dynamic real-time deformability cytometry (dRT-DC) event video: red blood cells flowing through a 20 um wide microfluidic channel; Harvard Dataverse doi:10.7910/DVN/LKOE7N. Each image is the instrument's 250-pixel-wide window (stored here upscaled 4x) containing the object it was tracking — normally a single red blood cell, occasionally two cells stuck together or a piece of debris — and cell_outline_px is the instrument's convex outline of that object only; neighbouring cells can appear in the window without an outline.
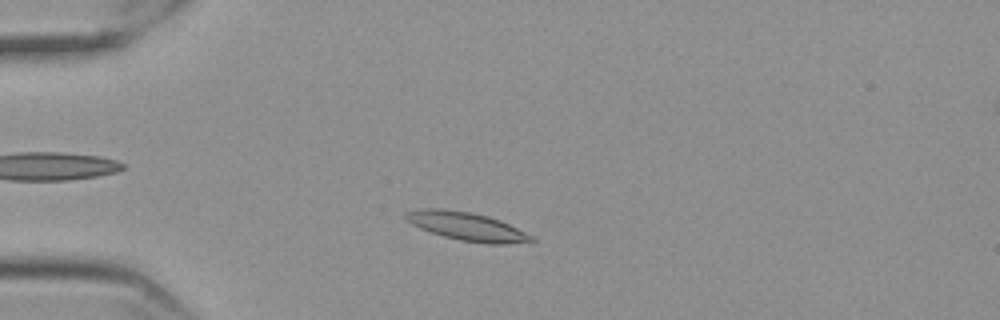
{"species": "Egyptian fruit bat (a non-hibernating species)", "species_latin": "Rousettus aegyptiacus", "temperature_condition": "cold", "stored_images_in_passage": 53, "camera_frame_rate_fps": 3000, "um_per_image_px": 0.085, "frame": {"image": 1, "passage_image": 10, "time_ms": 3.0, "image_size_px": [1000, 320], "cell_outline_px": [[536, 240], [508, 244], [484, 244], [460, 240], [444, 236], [420, 228], [404, 220], [404, 216], [408, 212], [420, 208], [440, 208], [472, 212], [488, 216], [500, 220], [532, 236]], "centroid_in_image_um": [39.65, 19.24], "position_along_channel_um": 45.4, "area_um2": 20.63}}
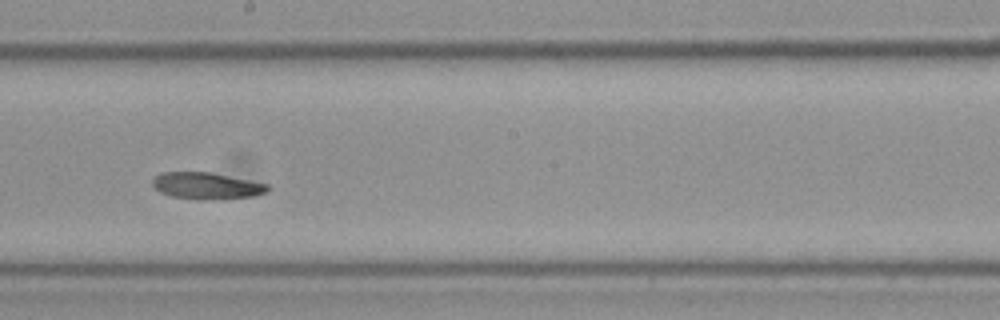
{"frame": {"image": 2, "passage_image": 28, "time_ms": 9.0, "image_size_px": [1000, 320], "cell_outline_px": [[272, 188], [268, 192], [252, 196], [220, 200], [196, 200], [172, 196], [160, 192], [152, 184], [152, 180], [160, 172], [208, 172], [268, 184]], "centroid_in_image_um": [17.58, 15.81], "position_along_channel_um": 230.6, "area_um2": 18.03}}
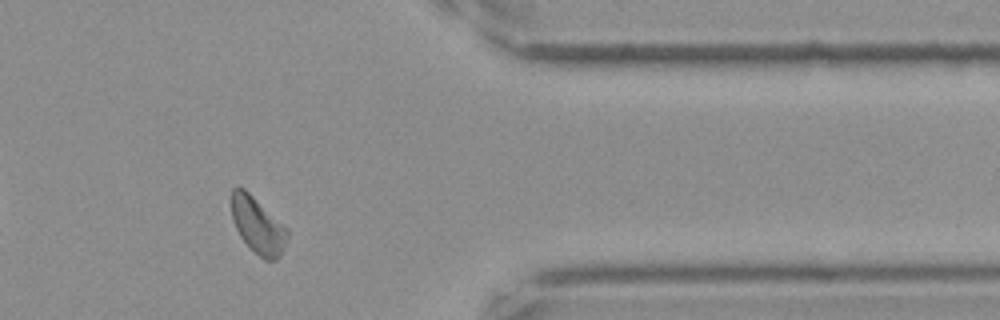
{"frame": {"image": 3, "passage_image": 43, "time_ms": 14.0, "image_size_px": [1000, 320], "cell_outline_px": [[288, 236], [280, 256], [276, 260], [264, 260], [248, 248], [240, 236], [232, 220], [232, 188], [236, 184], [244, 188], [288, 228]], "centroid_in_image_um": [21.9, 19.16], "position_along_channel_um": 389.5, "area_um2": 18.5}, "authors_computed_cell_mechanics": {"area_um2": 18.4382, "velocity_mm_per_s": 3.4954, "shape_relaxation_time_tau1_ms": null, "shape_relaxation_time_tau2_ms": 10.5053, "deformation_change_tau1": null, "deformation_change_tau2": 0.1464}}